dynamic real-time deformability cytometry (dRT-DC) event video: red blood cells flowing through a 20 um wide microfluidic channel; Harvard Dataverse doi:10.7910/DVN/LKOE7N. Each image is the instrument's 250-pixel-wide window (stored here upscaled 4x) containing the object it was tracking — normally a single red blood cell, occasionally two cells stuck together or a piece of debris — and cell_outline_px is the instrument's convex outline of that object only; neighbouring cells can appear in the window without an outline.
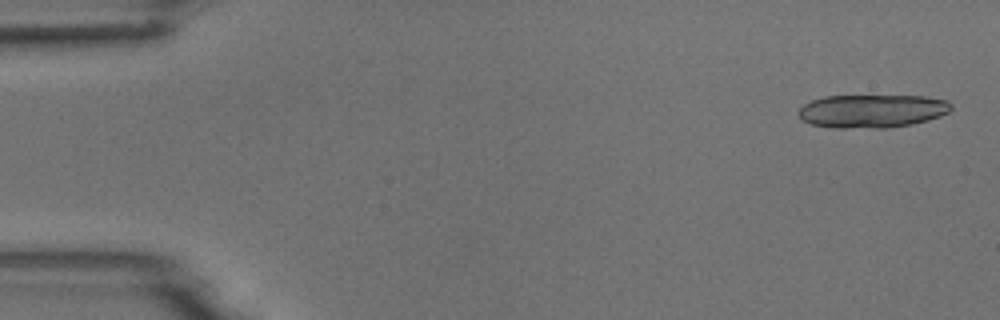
{"species": "common noctule bat (a hibernating species)", "species_latin": "Nyctalus noctula", "temperature_condition": "room temperature", "stored_images_in_passage": 18, "camera_frame_rate_fps": 3000, "um_per_image_px": 0.085, "animal": {"sex": "male", "body_mass_g": 18.8}, "frame": {"image": 1, "passage_image": 2, "time_ms": 0.333, "image_size_px": [1000, 320], "cell_outline_px": [[952, 108], [948, 112], [940, 116], [928, 120], [912, 124], [888, 128], [832, 128], [812, 124], [804, 120], [800, 116], [800, 108], [804, 104], [812, 100], [824, 96], [924, 96], [948, 100], [952, 104]], "centroid_in_image_um": [74.16, 9.44], "position_along_channel_um": 10.8, "area_um2": 29.65}}